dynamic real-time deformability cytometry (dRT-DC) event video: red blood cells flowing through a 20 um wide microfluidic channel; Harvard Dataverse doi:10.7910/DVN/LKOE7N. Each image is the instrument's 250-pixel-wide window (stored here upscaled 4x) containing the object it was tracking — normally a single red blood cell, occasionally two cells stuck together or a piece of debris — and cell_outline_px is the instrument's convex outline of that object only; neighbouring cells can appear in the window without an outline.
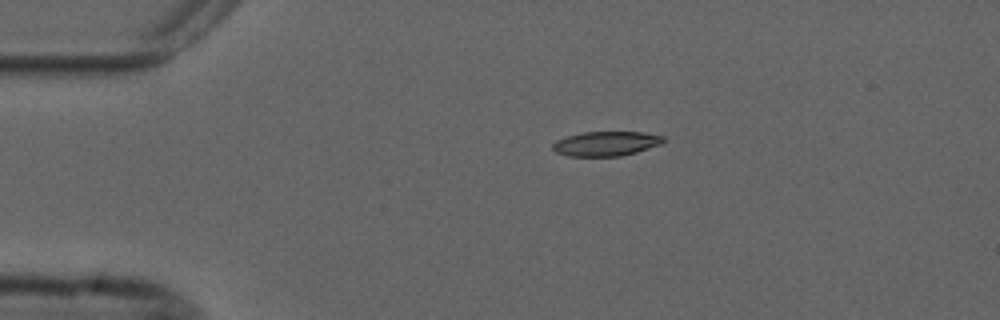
{"species": "common noctule bat (a hibernating species)", "species_latin": "Nyctalus noctula", "temperature_condition": "cold", "stored_images_in_passage": 3, "camera_frame_rate_fps": 3000, "um_per_image_px": 0.085, "animal": {"sex": "male", "forearm_length_mm": 52.5}, "frame": {"image": 1, "passage_image": 1, "time_ms": 0.0, "image_size_px": [1000, 320], "cell_outline_px": [[664, 140], [660, 144], [636, 152], [620, 156], [568, 156], [556, 152], [552, 148], [552, 144], [556, 140], [568, 136], [584, 132], [644, 132], [664, 136]], "centroid_in_image_um": [51.5, 12.21], "position_along_channel_um": 33.5, "area_um2": 15.72}}
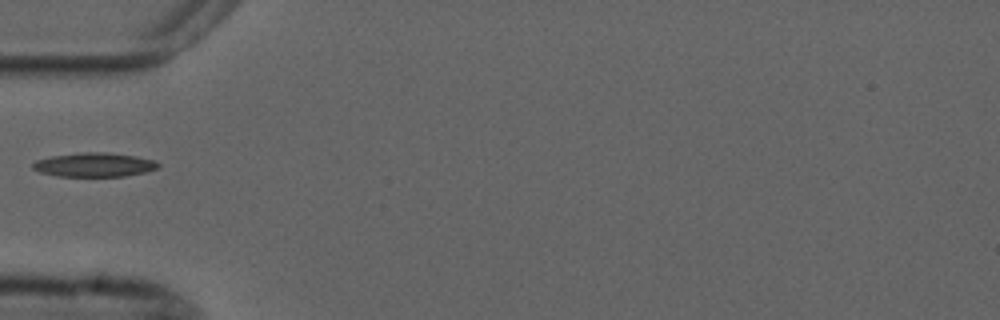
{"frame": {"image": 2, "passage_image": 3, "time_ms": 2.333, "image_size_px": [1000, 320], "cell_outline_px": [[160, 168], [144, 172], [124, 176], [56, 176], [40, 172], [32, 168], [32, 164], [36, 160], [52, 156], [80, 152], [108, 152], [136, 156], [156, 160], [160, 164]], "centroid_in_image_um": [8.04, 14.0], "position_along_channel_um": 77.0, "area_um2": 17.69}}